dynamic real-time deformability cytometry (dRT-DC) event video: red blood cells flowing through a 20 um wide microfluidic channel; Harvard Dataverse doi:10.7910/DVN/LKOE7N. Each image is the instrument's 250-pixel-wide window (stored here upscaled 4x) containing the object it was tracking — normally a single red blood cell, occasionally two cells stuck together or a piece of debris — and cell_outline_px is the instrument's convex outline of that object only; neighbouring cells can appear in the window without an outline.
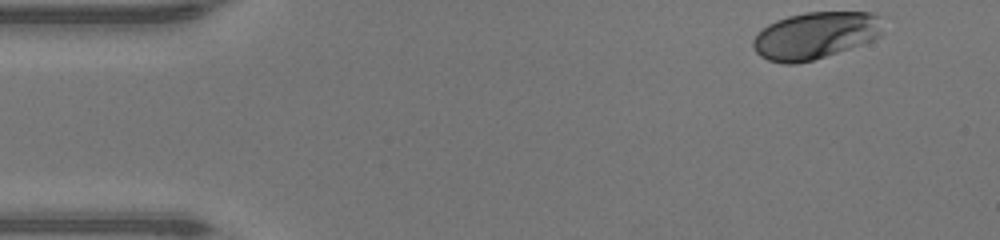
{"species": "human", "species_latin": "Homo sapiens", "temperature_condition": "warm", "stored_images_in_passage": 45, "camera_frame_rate_fps": 3000, "um_per_image_px": 0.085, "donor": {"sex": "male"}, "frame": {"image": 1, "passage_image": 1, "time_ms": 0.0, "image_size_px": [1000, 240], "cell_outline_px": [[880, 36], [872, 40], [812, 60], [796, 64], [784, 64], [768, 60], [760, 56], [756, 52], [752, 44], [752, 40], [756, 32], [768, 24], [776, 20], [788, 16], [804, 12], [872, 12], [880, 16]], "centroid_in_image_um": [69.23, 3.0], "position_along_channel_um": 15.8, "area_um2": 35.43}}
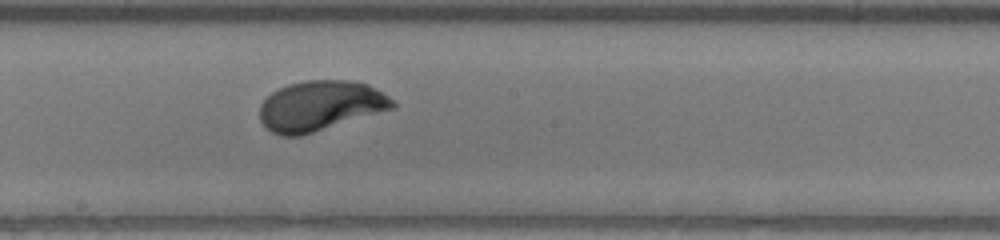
{"frame": {"image": 2, "passage_image": 23, "time_ms": 7.333, "image_size_px": [1000, 240], "cell_outline_px": [[396, 108], [300, 136], [280, 136], [272, 132], [260, 120], [260, 104], [272, 92], [288, 84], [304, 80], [352, 80], [368, 84], [388, 96], [396, 104]], "centroid_in_image_um": [27.23, 8.99], "position_along_channel_um": 221.0, "area_um2": 38.78}}
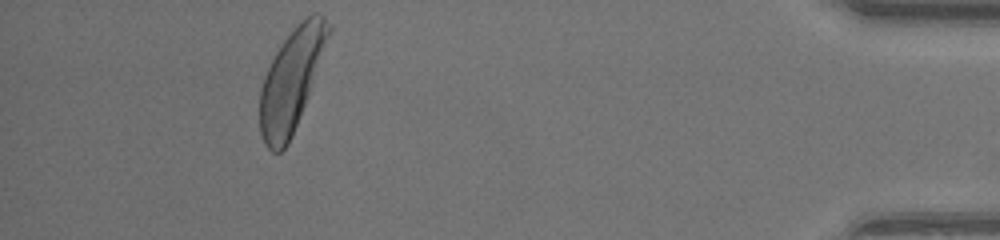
{"frame": {"image": 3, "passage_image": 41, "time_ms": 13.333, "image_size_px": [1000, 240], "cell_outline_px": [[332, 28], [304, 104], [288, 144], [280, 152], [272, 152], [264, 144], [260, 132], [260, 88], [264, 76], [280, 44], [296, 24], [300, 20], [312, 12], [320, 12], [332, 24]], "centroid_in_image_um": [24.75, 6.75], "position_along_channel_um": 410.4, "area_um2": 40.06}, "authors_computed_cell_mechanics": {"area_um2": 38.2058, "velocity_mm_per_s": 4.2579, "shape_relaxation_time_tau1_ms": 2.3165, "shape_relaxation_time_tau2_ms": null, "deformation_change_tau1": 0.1632, "deformation_change_tau2": null}}